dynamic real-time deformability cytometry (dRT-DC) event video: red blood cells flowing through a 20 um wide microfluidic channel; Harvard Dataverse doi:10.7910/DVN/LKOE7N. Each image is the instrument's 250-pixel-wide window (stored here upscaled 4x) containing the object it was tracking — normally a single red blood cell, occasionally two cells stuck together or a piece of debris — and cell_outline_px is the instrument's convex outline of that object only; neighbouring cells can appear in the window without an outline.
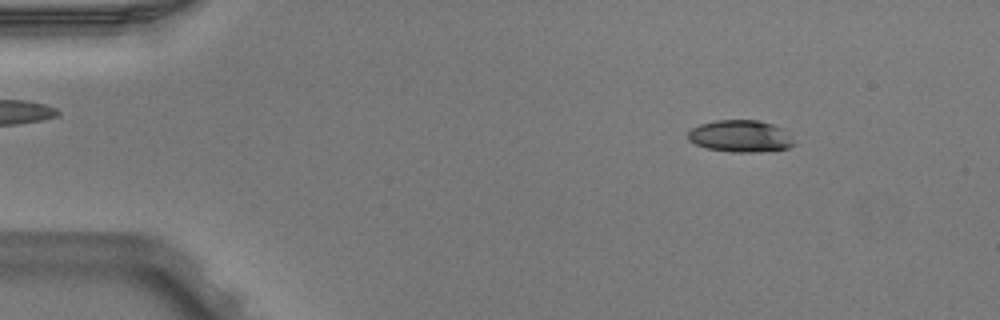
{"species": "Egyptian fruit bat (a non-hibernating species)", "species_latin": "Rousettus aegyptiacus", "temperature_condition": "warm", "stored_images_in_passage": 4, "camera_frame_rate_fps": 3000, "um_per_image_px": 0.085, "animal": {"sex": "male"}, "frame": {"image": 1, "passage_image": 1, "time_ms": 0.0, "image_size_px": [1000, 320], "cell_outline_px": [[796, 144], [788, 148], [752, 152], [732, 152], [708, 148], [696, 144], [688, 140], [688, 132], [692, 128], [700, 124], [716, 120], [760, 120], [772, 124], [780, 128]], "centroid_in_image_um": [62.89, 11.57], "position_along_channel_um": 22.1, "area_um2": 19.42}}